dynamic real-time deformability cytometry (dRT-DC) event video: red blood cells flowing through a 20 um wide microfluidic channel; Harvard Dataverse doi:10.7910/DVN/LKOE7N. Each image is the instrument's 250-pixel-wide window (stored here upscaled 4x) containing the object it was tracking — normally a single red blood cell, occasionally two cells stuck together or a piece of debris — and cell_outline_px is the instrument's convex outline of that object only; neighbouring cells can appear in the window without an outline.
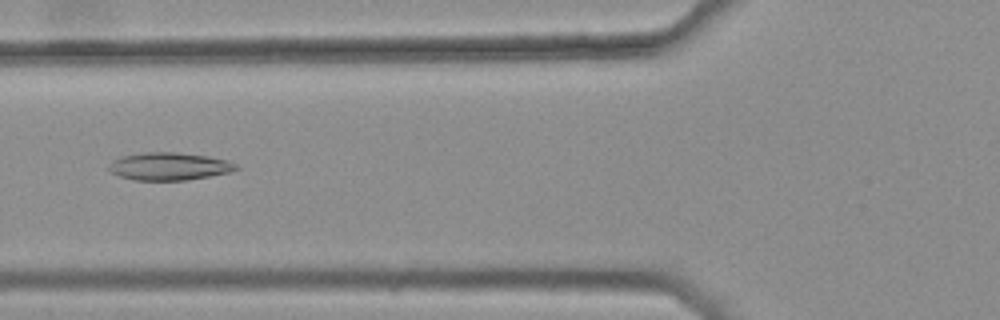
{"species": "common noctule bat (a hibernating species)", "species_latin": "Nyctalus noctula", "temperature_condition": "warm", "stored_images_in_passage": 33, "camera_frame_rate_fps": 3000, "um_per_image_px": 0.085, "animal": {"sex": "female", "body_mass_g": 25.1}, "frame": {"image": 1, "passage_image": 7, "time_ms": 2.0, "image_size_px": [1000, 320], "cell_outline_px": [[240, 168], [228, 172], [208, 176], [184, 180], [132, 180], [120, 176], [112, 172], [108, 168], [108, 164], [112, 160], [120, 156], [144, 152], [176, 152], [208, 156], [228, 160], [236, 164]], "centroid_in_image_um": [14.34, 14.13], "position_along_channel_um": 111.5, "area_um2": 20.52}}
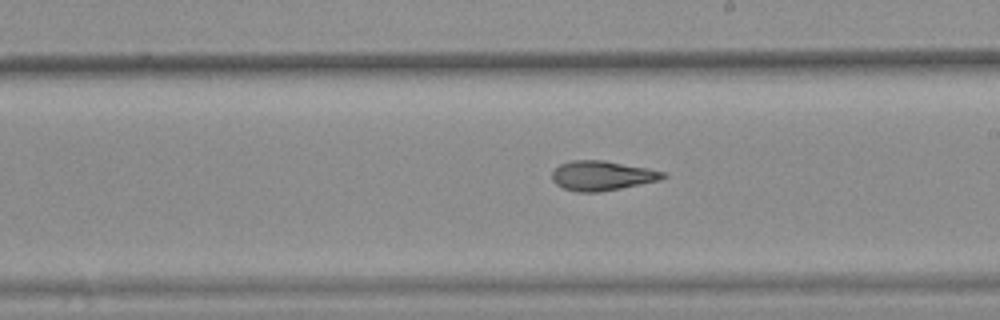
{"frame": {"image": 2, "passage_image": 17, "time_ms": 5.333, "image_size_px": [1000, 320], "cell_outline_px": [[668, 176], [660, 180], [600, 192], [576, 192], [564, 188], [556, 184], [552, 180], [552, 172], [560, 164], [572, 160], [604, 160], [648, 168], [664, 172]], "centroid_in_image_um": [51.17, 14.93], "position_along_channel_um": 237.8, "area_um2": 19.13}}
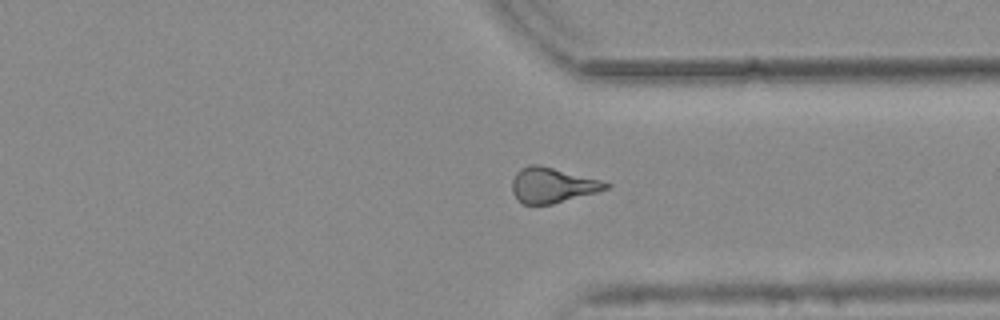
{"frame": {"image": 3, "passage_image": 27, "time_ms": 8.667, "image_size_px": [1000, 320], "cell_outline_px": [[612, 184], [608, 188], [596, 192], [552, 204], [524, 204], [512, 192], [512, 180], [516, 172], [520, 168], [528, 164], [536, 164], [600, 180]], "centroid_in_image_um": [46.92, 15.73], "position_along_channel_um": 364.5, "area_um2": 18.84}, "authors_computed_cell_mechanics": {"area_um2": 19.074, "velocity_mm_per_s": 3.7906, "shape_relaxation_time_tau1_ms": null, "shape_relaxation_time_tau2_ms": 3.2522, "deformation_change_tau1": null, "deformation_change_tau2": 0.1267}}